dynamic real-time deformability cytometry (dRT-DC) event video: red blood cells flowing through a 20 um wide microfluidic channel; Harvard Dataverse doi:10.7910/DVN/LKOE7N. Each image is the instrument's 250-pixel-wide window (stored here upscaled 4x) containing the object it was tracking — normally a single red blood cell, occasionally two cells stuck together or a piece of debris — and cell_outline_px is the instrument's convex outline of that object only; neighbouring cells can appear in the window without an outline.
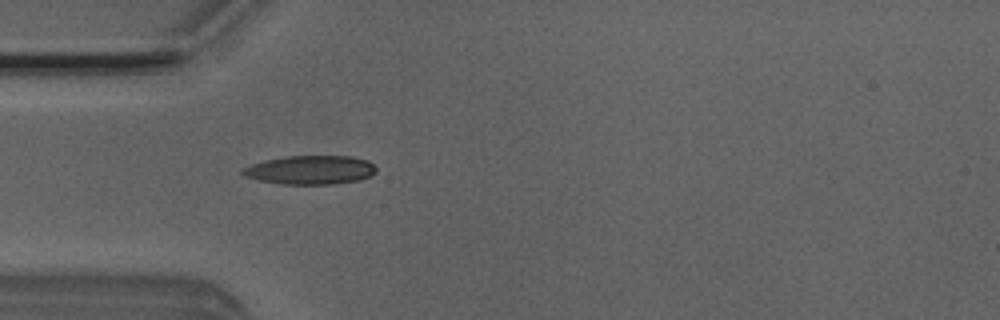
{"species": "Egyptian fruit bat (a non-hibernating species)", "species_latin": "Rousettus aegyptiacus", "temperature_condition": "room temperature", "stored_images_in_passage": 4, "camera_frame_rate_fps": 3000, "um_per_image_px": 0.085, "animal": {"sex": "male"}, "frame": {"image": 1, "passage_image": 4, "time_ms": 4.333, "image_size_px": [1000, 320], "cell_outline_px": [[376, 172], [372, 176], [360, 180], [332, 184], [280, 184], [260, 180], [244, 176], [240, 172], [244, 168], [252, 164], [264, 160], [288, 156], [352, 156], [368, 160], [376, 168]], "centroid_in_image_um": [26.41, 14.44], "position_along_channel_um": 58.6, "area_um2": 22.48}}